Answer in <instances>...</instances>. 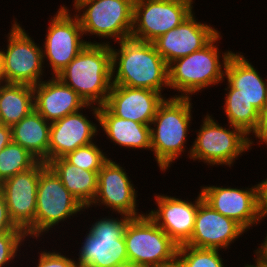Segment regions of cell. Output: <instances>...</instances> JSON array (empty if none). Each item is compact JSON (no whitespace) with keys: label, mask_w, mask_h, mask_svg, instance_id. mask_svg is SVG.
I'll return each mask as SVG.
<instances>
[{"label":"cell","mask_w":267,"mask_h":267,"mask_svg":"<svg viewBox=\"0 0 267 267\" xmlns=\"http://www.w3.org/2000/svg\"><path fill=\"white\" fill-rule=\"evenodd\" d=\"M25 232H7L0 235V267L12 263L17 251L26 239Z\"/></svg>","instance_id":"4dcf8cb0"},{"label":"cell","mask_w":267,"mask_h":267,"mask_svg":"<svg viewBox=\"0 0 267 267\" xmlns=\"http://www.w3.org/2000/svg\"><path fill=\"white\" fill-rule=\"evenodd\" d=\"M70 14L65 5L59 7L46 30L42 53L52 68V76L60 74L88 43L95 42L83 40L79 20Z\"/></svg>","instance_id":"7c38bea8"},{"label":"cell","mask_w":267,"mask_h":267,"mask_svg":"<svg viewBox=\"0 0 267 267\" xmlns=\"http://www.w3.org/2000/svg\"><path fill=\"white\" fill-rule=\"evenodd\" d=\"M217 249L195 248L186 244L178 246L177 259L183 267H225Z\"/></svg>","instance_id":"f1b7e54d"},{"label":"cell","mask_w":267,"mask_h":267,"mask_svg":"<svg viewBox=\"0 0 267 267\" xmlns=\"http://www.w3.org/2000/svg\"><path fill=\"white\" fill-rule=\"evenodd\" d=\"M245 231L235 220L220 214L202 199L193 233L185 244L195 248L226 250Z\"/></svg>","instance_id":"e0dca14e"},{"label":"cell","mask_w":267,"mask_h":267,"mask_svg":"<svg viewBox=\"0 0 267 267\" xmlns=\"http://www.w3.org/2000/svg\"><path fill=\"white\" fill-rule=\"evenodd\" d=\"M13 22L7 36V49H0L5 83L35 86L43 80L44 75L42 47L33 41L16 20Z\"/></svg>","instance_id":"30bf717a"},{"label":"cell","mask_w":267,"mask_h":267,"mask_svg":"<svg viewBox=\"0 0 267 267\" xmlns=\"http://www.w3.org/2000/svg\"><path fill=\"white\" fill-rule=\"evenodd\" d=\"M223 110L228 123L242 129L248 136L257 125L259 111L241 95H226Z\"/></svg>","instance_id":"4316f807"},{"label":"cell","mask_w":267,"mask_h":267,"mask_svg":"<svg viewBox=\"0 0 267 267\" xmlns=\"http://www.w3.org/2000/svg\"><path fill=\"white\" fill-rule=\"evenodd\" d=\"M195 17L192 13L176 28L152 42L168 65L202 49L219 33L211 25L198 22Z\"/></svg>","instance_id":"ac0fdd59"},{"label":"cell","mask_w":267,"mask_h":267,"mask_svg":"<svg viewBox=\"0 0 267 267\" xmlns=\"http://www.w3.org/2000/svg\"><path fill=\"white\" fill-rule=\"evenodd\" d=\"M165 99L150 89L112 85L104 106L119 118L150 125Z\"/></svg>","instance_id":"ffe728a7"},{"label":"cell","mask_w":267,"mask_h":267,"mask_svg":"<svg viewBox=\"0 0 267 267\" xmlns=\"http://www.w3.org/2000/svg\"><path fill=\"white\" fill-rule=\"evenodd\" d=\"M47 165L84 207L87 208L93 202L97 193L98 172L79 168L68 163L63 157L50 160Z\"/></svg>","instance_id":"d4e9b609"},{"label":"cell","mask_w":267,"mask_h":267,"mask_svg":"<svg viewBox=\"0 0 267 267\" xmlns=\"http://www.w3.org/2000/svg\"><path fill=\"white\" fill-rule=\"evenodd\" d=\"M201 128L188 153L189 158L207 165L231 167L243 152L252 149L253 141L242 129L229 125L222 127L210 114L202 120ZM232 128V130H231Z\"/></svg>","instance_id":"5b68a950"},{"label":"cell","mask_w":267,"mask_h":267,"mask_svg":"<svg viewBox=\"0 0 267 267\" xmlns=\"http://www.w3.org/2000/svg\"><path fill=\"white\" fill-rule=\"evenodd\" d=\"M124 170L116 161L109 158L98 172L97 193L87 209L92 205L103 204L110 211L112 209L118 214L128 215L132 218L145 214L138 213L137 192Z\"/></svg>","instance_id":"5bb4252c"},{"label":"cell","mask_w":267,"mask_h":267,"mask_svg":"<svg viewBox=\"0 0 267 267\" xmlns=\"http://www.w3.org/2000/svg\"><path fill=\"white\" fill-rule=\"evenodd\" d=\"M156 267H183L179 260L176 258L174 261L166 264H162Z\"/></svg>","instance_id":"74e56055"},{"label":"cell","mask_w":267,"mask_h":267,"mask_svg":"<svg viewBox=\"0 0 267 267\" xmlns=\"http://www.w3.org/2000/svg\"><path fill=\"white\" fill-rule=\"evenodd\" d=\"M63 158L72 165L94 172H99L102 166L109 160L106 153L96 145V142L78 147Z\"/></svg>","instance_id":"f546056e"},{"label":"cell","mask_w":267,"mask_h":267,"mask_svg":"<svg viewBox=\"0 0 267 267\" xmlns=\"http://www.w3.org/2000/svg\"><path fill=\"white\" fill-rule=\"evenodd\" d=\"M203 200L220 214L235 220L246 231L260 222L258 185L237 189L221 186H203Z\"/></svg>","instance_id":"9a60e30c"},{"label":"cell","mask_w":267,"mask_h":267,"mask_svg":"<svg viewBox=\"0 0 267 267\" xmlns=\"http://www.w3.org/2000/svg\"><path fill=\"white\" fill-rule=\"evenodd\" d=\"M98 110V123L111 142L120 147L151 150L150 125L119 118L104 105Z\"/></svg>","instance_id":"603a6c76"},{"label":"cell","mask_w":267,"mask_h":267,"mask_svg":"<svg viewBox=\"0 0 267 267\" xmlns=\"http://www.w3.org/2000/svg\"><path fill=\"white\" fill-rule=\"evenodd\" d=\"M120 215V219L105 217L92 224L81 243L78 267H113L128 261L124 232L132 217Z\"/></svg>","instance_id":"52a82bcc"},{"label":"cell","mask_w":267,"mask_h":267,"mask_svg":"<svg viewBox=\"0 0 267 267\" xmlns=\"http://www.w3.org/2000/svg\"><path fill=\"white\" fill-rule=\"evenodd\" d=\"M38 161L21 145L11 142L0 152V184L17 173L32 168Z\"/></svg>","instance_id":"83f0119b"},{"label":"cell","mask_w":267,"mask_h":267,"mask_svg":"<svg viewBox=\"0 0 267 267\" xmlns=\"http://www.w3.org/2000/svg\"><path fill=\"white\" fill-rule=\"evenodd\" d=\"M3 83H5V79H4L3 59L0 51V84Z\"/></svg>","instance_id":"f35d334b"},{"label":"cell","mask_w":267,"mask_h":267,"mask_svg":"<svg viewBox=\"0 0 267 267\" xmlns=\"http://www.w3.org/2000/svg\"><path fill=\"white\" fill-rule=\"evenodd\" d=\"M112 54V85L145 88L162 93L169 88L168 64L153 43L124 39Z\"/></svg>","instance_id":"6da1fadb"},{"label":"cell","mask_w":267,"mask_h":267,"mask_svg":"<svg viewBox=\"0 0 267 267\" xmlns=\"http://www.w3.org/2000/svg\"><path fill=\"white\" fill-rule=\"evenodd\" d=\"M157 210L147 215L177 244H185L193 233L195 217L199 202L203 199L201 192L195 201L182 200L167 195H154Z\"/></svg>","instance_id":"d6986e66"},{"label":"cell","mask_w":267,"mask_h":267,"mask_svg":"<svg viewBox=\"0 0 267 267\" xmlns=\"http://www.w3.org/2000/svg\"><path fill=\"white\" fill-rule=\"evenodd\" d=\"M97 127L80 111L51 123L48 162L64 157L78 147L93 143L98 132Z\"/></svg>","instance_id":"44dd1931"},{"label":"cell","mask_w":267,"mask_h":267,"mask_svg":"<svg viewBox=\"0 0 267 267\" xmlns=\"http://www.w3.org/2000/svg\"><path fill=\"white\" fill-rule=\"evenodd\" d=\"M7 232H24L11 220L4 196L0 193V235Z\"/></svg>","instance_id":"d6a6232c"},{"label":"cell","mask_w":267,"mask_h":267,"mask_svg":"<svg viewBox=\"0 0 267 267\" xmlns=\"http://www.w3.org/2000/svg\"><path fill=\"white\" fill-rule=\"evenodd\" d=\"M245 267H263L259 261L257 259H255V264L254 265H248V264H245Z\"/></svg>","instance_id":"60d3db41"},{"label":"cell","mask_w":267,"mask_h":267,"mask_svg":"<svg viewBox=\"0 0 267 267\" xmlns=\"http://www.w3.org/2000/svg\"><path fill=\"white\" fill-rule=\"evenodd\" d=\"M47 166L38 161L32 168L19 172L0 184L8 212L14 224L21 228L26 237L34 238L36 196L40 172Z\"/></svg>","instance_id":"4fadbf2b"},{"label":"cell","mask_w":267,"mask_h":267,"mask_svg":"<svg viewBox=\"0 0 267 267\" xmlns=\"http://www.w3.org/2000/svg\"><path fill=\"white\" fill-rule=\"evenodd\" d=\"M81 202L62 184L59 177L47 165L41 172L37 187L34 238L39 239L49 229L67 218L84 211Z\"/></svg>","instance_id":"9c48e42d"},{"label":"cell","mask_w":267,"mask_h":267,"mask_svg":"<svg viewBox=\"0 0 267 267\" xmlns=\"http://www.w3.org/2000/svg\"><path fill=\"white\" fill-rule=\"evenodd\" d=\"M50 126L51 123L34 109L11 127L12 142L47 164Z\"/></svg>","instance_id":"cb8c5ba5"},{"label":"cell","mask_w":267,"mask_h":267,"mask_svg":"<svg viewBox=\"0 0 267 267\" xmlns=\"http://www.w3.org/2000/svg\"><path fill=\"white\" fill-rule=\"evenodd\" d=\"M193 0H135L131 38L152 43L193 13Z\"/></svg>","instance_id":"8fae6325"},{"label":"cell","mask_w":267,"mask_h":267,"mask_svg":"<svg viewBox=\"0 0 267 267\" xmlns=\"http://www.w3.org/2000/svg\"><path fill=\"white\" fill-rule=\"evenodd\" d=\"M134 1L84 0L78 2L74 6L75 16L79 20L84 36L96 35L100 38L114 39L115 42L131 38Z\"/></svg>","instance_id":"8992f818"},{"label":"cell","mask_w":267,"mask_h":267,"mask_svg":"<svg viewBox=\"0 0 267 267\" xmlns=\"http://www.w3.org/2000/svg\"><path fill=\"white\" fill-rule=\"evenodd\" d=\"M258 210L260 219L263 220L267 216V178L262 182H258Z\"/></svg>","instance_id":"e575fe53"},{"label":"cell","mask_w":267,"mask_h":267,"mask_svg":"<svg viewBox=\"0 0 267 267\" xmlns=\"http://www.w3.org/2000/svg\"><path fill=\"white\" fill-rule=\"evenodd\" d=\"M106 42L88 43L56 76L86 104L104 105L112 87L111 45Z\"/></svg>","instance_id":"7a4b0ae2"},{"label":"cell","mask_w":267,"mask_h":267,"mask_svg":"<svg viewBox=\"0 0 267 267\" xmlns=\"http://www.w3.org/2000/svg\"><path fill=\"white\" fill-rule=\"evenodd\" d=\"M124 239L128 261L140 267H156L177 258L179 245L147 213L128 222Z\"/></svg>","instance_id":"ba28073f"},{"label":"cell","mask_w":267,"mask_h":267,"mask_svg":"<svg viewBox=\"0 0 267 267\" xmlns=\"http://www.w3.org/2000/svg\"><path fill=\"white\" fill-rule=\"evenodd\" d=\"M34 109L49 123H53L69 114L84 108L92 109V114L99 122L98 106L86 102L58 77L52 76L48 81H41L33 86ZM91 107V108H90Z\"/></svg>","instance_id":"2e32d148"},{"label":"cell","mask_w":267,"mask_h":267,"mask_svg":"<svg viewBox=\"0 0 267 267\" xmlns=\"http://www.w3.org/2000/svg\"><path fill=\"white\" fill-rule=\"evenodd\" d=\"M34 110L33 86L0 84V124L12 127Z\"/></svg>","instance_id":"484cf974"},{"label":"cell","mask_w":267,"mask_h":267,"mask_svg":"<svg viewBox=\"0 0 267 267\" xmlns=\"http://www.w3.org/2000/svg\"><path fill=\"white\" fill-rule=\"evenodd\" d=\"M12 142L11 127L0 124V152Z\"/></svg>","instance_id":"d590c367"},{"label":"cell","mask_w":267,"mask_h":267,"mask_svg":"<svg viewBox=\"0 0 267 267\" xmlns=\"http://www.w3.org/2000/svg\"><path fill=\"white\" fill-rule=\"evenodd\" d=\"M113 267H140V266L134 264L131 261H126V262H123V263H120V264H116Z\"/></svg>","instance_id":"ab89813d"},{"label":"cell","mask_w":267,"mask_h":267,"mask_svg":"<svg viewBox=\"0 0 267 267\" xmlns=\"http://www.w3.org/2000/svg\"><path fill=\"white\" fill-rule=\"evenodd\" d=\"M190 98L168 97L159 106L151 121V151L161 171L170 168L172 162L184 152L189 131L192 104Z\"/></svg>","instance_id":"277c9868"},{"label":"cell","mask_w":267,"mask_h":267,"mask_svg":"<svg viewBox=\"0 0 267 267\" xmlns=\"http://www.w3.org/2000/svg\"><path fill=\"white\" fill-rule=\"evenodd\" d=\"M39 254L37 267H78L77 261L59 252L44 250Z\"/></svg>","instance_id":"1f68e13d"},{"label":"cell","mask_w":267,"mask_h":267,"mask_svg":"<svg viewBox=\"0 0 267 267\" xmlns=\"http://www.w3.org/2000/svg\"><path fill=\"white\" fill-rule=\"evenodd\" d=\"M252 134L259 143L267 145V104L259 111L258 122Z\"/></svg>","instance_id":"836d02e7"},{"label":"cell","mask_w":267,"mask_h":267,"mask_svg":"<svg viewBox=\"0 0 267 267\" xmlns=\"http://www.w3.org/2000/svg\"><path fill=\"white\" fill-rule=\"evenodd\" d=\"M261 246L255 250V257L263 267H267V234Z\"/></svg>","instance_id":"8d00e7d4"},{"label":"cell","mask_w":267,"mask_h":267,"mask_svg":"<svg viewBox=\"0 0 267 267\" xmlns=\"http://www.w3.org/2000/svg\"><path fill=\"white\" fill-rule=\"evenodd\" d=\"M224 78L228 84L226 95H241L258 111L267 104V82L241 53L233 52L230 56Z\"/></svg>","instance_id":"7402d4cb"},{"label":"cell","mask_w":267,"mask_h":267,"mask_svg":"<svg viewBox=\"0 0 267 267\" xmlns=\"http://www.w3.org/2000/svg\"><path fill=\"white\" fill-rule=\"evenodd\" d=\"M220 32L202 49L174 60L168 65L169 88L181 94L174 97L190 98L193 94L224 81L225 67L232 51L222 52L216 45ZM216 42V43H215ZM224 68V69H222Z\"/></svg>","instance_id":"3957f363"},{"label":"cell","mask_w":267,"mask_h":267,"mask_svg":"<svg viewBox=\"0 0 267 267\" xmlns=\"http://www.w3.org/2000/svg\"><path fill=\"white\" fill-rule=\"evenodd\" d=\"M81 1H84V0H74L73 7H74L78 2H81Z\"/></svg>","instance_id":"b9f144b4"}]
</instances>
